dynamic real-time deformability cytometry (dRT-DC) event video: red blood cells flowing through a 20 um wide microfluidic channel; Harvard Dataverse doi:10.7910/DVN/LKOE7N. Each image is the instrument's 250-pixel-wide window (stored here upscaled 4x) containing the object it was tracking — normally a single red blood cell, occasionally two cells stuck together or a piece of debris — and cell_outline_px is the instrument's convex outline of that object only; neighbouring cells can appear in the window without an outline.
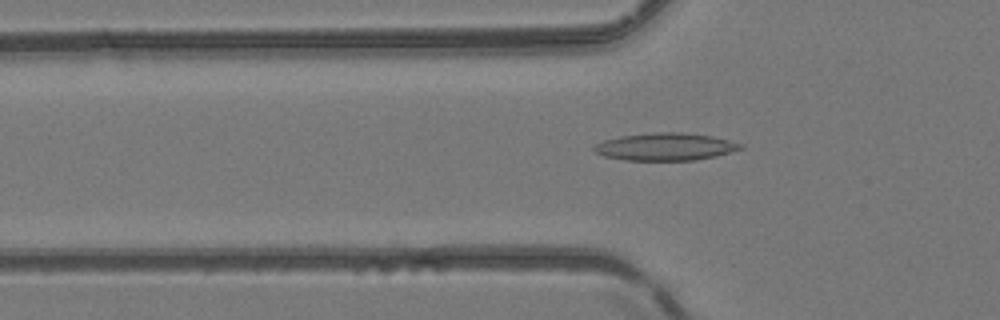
{"species": "common noctule bat (a hibernating species)", "species_latin": "Nyctalus noctula", "temperature_condition": "room temperature", "stored_images_in_passage": 50, "camera_frame_rate_fps": 3000, "um_per_image_px": 0.085, "animal": {"sex": "female", "body_mass_g": 24.6, "forearm_length_mm": 56.2}, "frame": {"image": 1, "passage_image": 17, "time_ms": 5.333, "image_size_px": [1000, 320], "cell_outline_px": [[744, 148], [716, 156], [696, 160], [624, 160], [604, 156], [596, 152], [592, 148], [596, 144], [604, 140], [620, 136], [652, 132], [680, 132], [712, 136], [744, 144]], "centroid_in_image_um": [56.56, 12.47], "position_along_channel_um": 69.2, "area_um2": 23.47}}
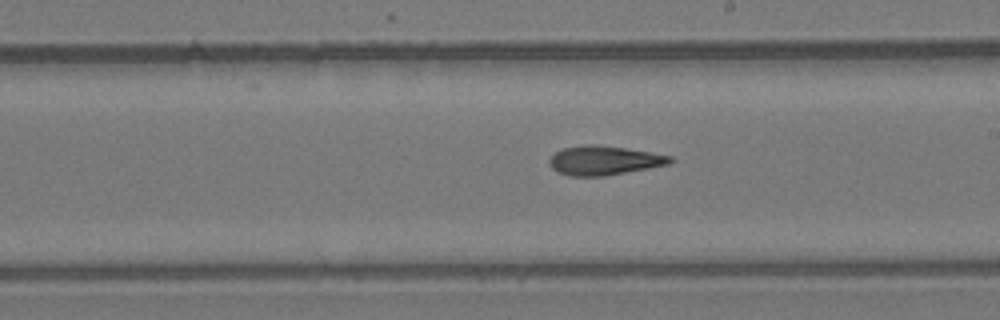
{"frame": {"image": 2, "passage_image": 29, "time_ms": 9.333, "image_size_px": [1000, 320], "cell_outline_px": [[672, 160], [668, 164], [648, 168], [604, 176], [568, 176], [556, 172], [552, 168], [548, 160], [556, 152], [564, 148], [584, 144], [592, 144], [624, 148], [672, 156]], "centroid_in_image_um": [51.29, 13.64], "position_along_channel_um": 237.7, "area_um2": 20.29}}
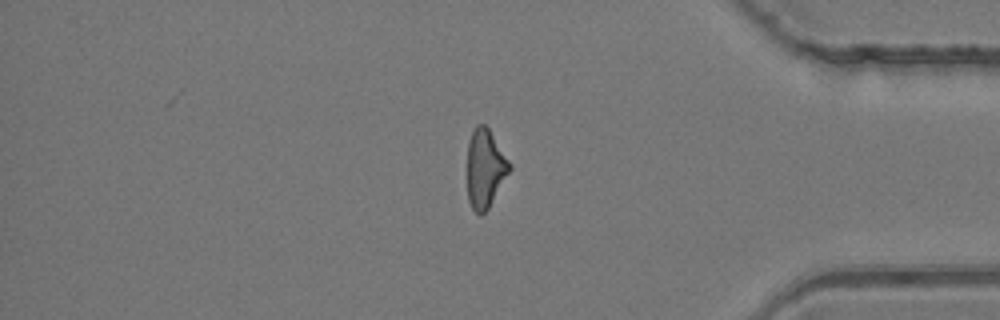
{"frame": {"image": 3, "passage_image": 42, "time_ms": 13.667, "image_size_px": [1000, 320], "cell_outline_px": [[512, 168], [488, 208], [480, 216], [472, 208], [468, 200], [468, 144], [472, 128], [476, 124], [484, 124], [488, 128], [512, 164]], "centroid_in_image_um": [41.24, 14.3], "position_along_channel_um": 394.0, "area_um2": 19.31}, "authors_computed_cell_mechanics": {"area_um2": 20.3745, "velocity_mm_per_s": 4.2, "shape_relaxation_time_tau1_ms": null, "shape_relaxation_time_tau2_ms": 5.8458, "deformation_change_tau1": null, "deformation_change_tau2": 0.1918}}